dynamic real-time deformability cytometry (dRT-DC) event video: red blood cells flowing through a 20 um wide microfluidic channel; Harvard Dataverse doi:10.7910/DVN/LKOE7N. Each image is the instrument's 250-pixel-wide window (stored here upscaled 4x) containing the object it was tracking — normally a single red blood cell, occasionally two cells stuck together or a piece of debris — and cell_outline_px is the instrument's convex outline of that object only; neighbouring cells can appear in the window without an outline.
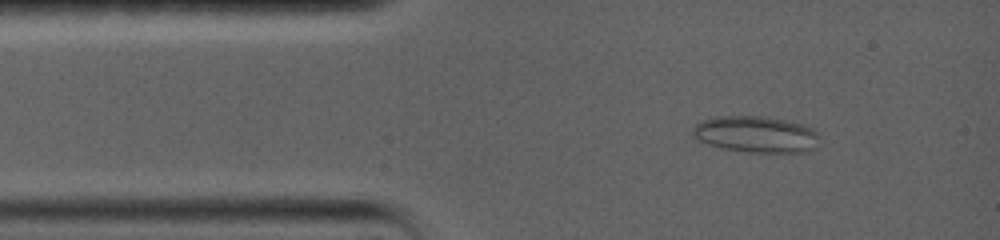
{"species": "common noctule bat (a hibernating species)", "species_latin": "Nyctalus noctula", "temperature_condition": "warm", "stored_images_in_passage": 66, "camera_frame_rate_fps": 5000, "um_per_image_px": 0.085, "animal": {"sex": "female", "body_mass_g": 19.0, "forearm_length_mm": 56.7}, "frame": {"image": 1, "passage_image": 7, "time_ms": 1.6, "image_size_px": [1000, 240], "cell_outline_px": [[820, 136], [816, 148], [808, 152], [748, 152], [720, 148], [696, 140], [692, 132], [692, 128], [700, 120], [716, 116], [764, 116], [784, 120], [800, 124], [812, 128]], "centroid_in_image_um": [64.24, 11.42], "position_along_channel_um": 20.8, "area_um2": 27.17}}
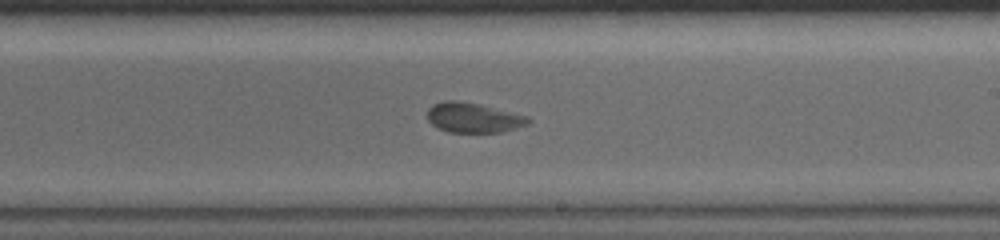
{"frame": {"image": 2, "passage_image": 36, "time_ms": 9.0, "image_size_px": [1000, 240], "cell_outline_px": [[532, 120], [528, 124], [500, 132], [448, 132], [436, 128], [428, 120], [428, 108], [432, 104], [444, 100], [460, 100], [480, 104], [528, 116]], "centroid_in_image_um": [40.2, 9.99], "position_along_channel_um": 248.8, "area_um2": 17.69}}
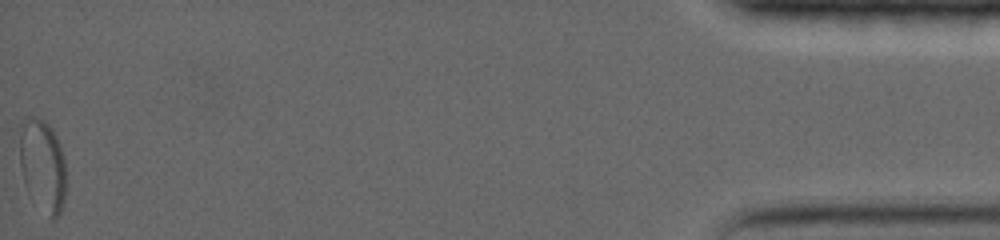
{"frame": {"image": 3, "passage_image": 66, "time_ms": 18.2, "image_size_px": [1000, 240], "cell_outline_px": [[64, 200], [60, 212], [56, 220], [48, 220], [28, 192], [24, 184], [20, 164], [20, 120], [24, 116], [36, 116], [44, 120], [48, 124], [56, 136], [60, 144], [64, 160]], "centroid_in_image_um": [3.59, 14.06], "position_along_channel_um": 431.6, "area_um2": 25.37}}